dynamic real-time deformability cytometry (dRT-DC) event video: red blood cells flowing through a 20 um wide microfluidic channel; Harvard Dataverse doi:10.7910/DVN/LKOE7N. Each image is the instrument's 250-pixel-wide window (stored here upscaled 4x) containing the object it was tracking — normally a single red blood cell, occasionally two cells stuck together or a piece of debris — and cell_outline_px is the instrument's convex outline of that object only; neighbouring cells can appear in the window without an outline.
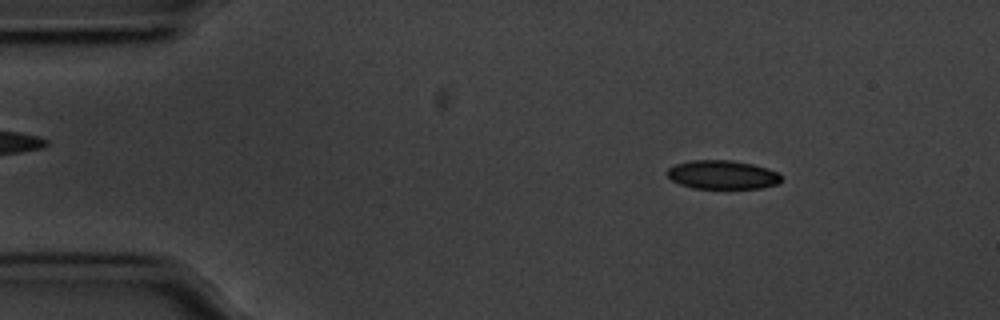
{"species": "common noctule bat (a hibernating species)", "species_latin": "Nyctalus noctula", "temperature_condition": "cold", "stored_images_in_passage": 52, "camera_frame_rate_fps": 3000, "um_per_image_px": 0.085, "animal": {"sex": "male", "body_mass_g": 20.1, "forearm_length_mm": 53.5}, "frame": {"image": 1, "passage_image": 4, "time_ms": 1.0, "image_size_px": [1000, 320], "cell_outline_px": [[780, 184], [760, 188], [692, 188], [680, 184], [672, 180], [664, 172], [668, 168], [676, 164], [692, 160], [732, 160], [752, 164], [780, 172]], "centroid_in_image_um": [61.4, 14.85], "position_along_channel_um": 23.6, "area_um2": 19.19}}
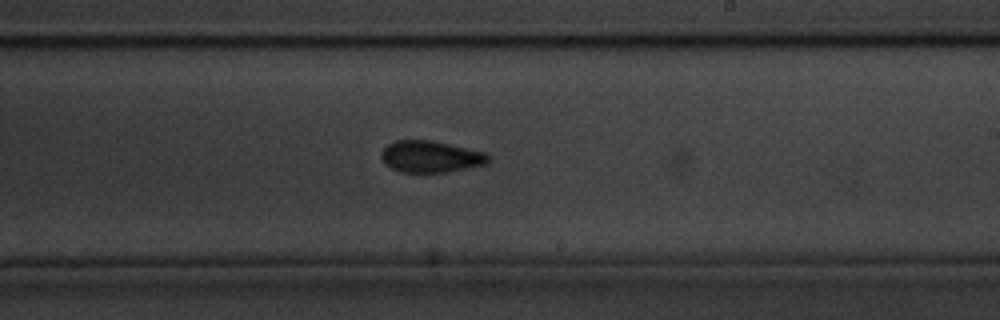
{"frame": {"image": 2, "passage_image": 29, "time_ms": 9.333, "image_size_px": [1000, 320], "cell_outline_px": [[488, 160], [484, 164], [448, 172], [400, 172], [384, 164], [380, 156], [380, 152], [388, 144], [396, 140], [428, 140], [488, 152]], "centroid_in_image_um": [36.56, 13.31], "position_along_channel_um": 252.4, "area_um2": 19.65}}
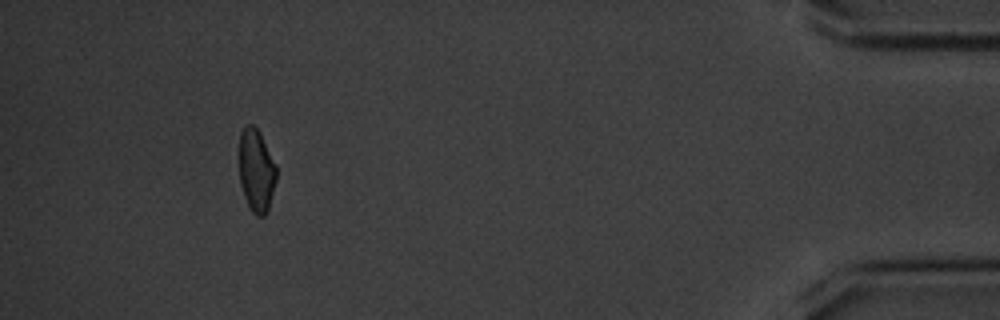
{"frame": {"image": 3, "passage_image": 48, "time_ms": 15.667, "image_size_px": [1000, 320], "cell_outline_px": [[276, 180], [268, 208], [264, 216], [256, 216], [252, 212], [244, 196], [240, 184], [240, 132], [248, 124], [252, 124], [260, 132], [276, 164]], "centroid_in_image_um": [21.79, 14.49], "position_along_channel_um": 413.4, "area_um2": 17.8}, "authors_computed_cell_mechanics": {"area_um2": 19.652, "velocity_mm_per_s": 3.5391, "shape_relaxation_time_tau1_ms": 3.6476, "shape_relaxation_time_tau2_ms": 4.3833, "deformation_change_tau1": 0.0959, "deformation_change_tau2": 0.0796}}